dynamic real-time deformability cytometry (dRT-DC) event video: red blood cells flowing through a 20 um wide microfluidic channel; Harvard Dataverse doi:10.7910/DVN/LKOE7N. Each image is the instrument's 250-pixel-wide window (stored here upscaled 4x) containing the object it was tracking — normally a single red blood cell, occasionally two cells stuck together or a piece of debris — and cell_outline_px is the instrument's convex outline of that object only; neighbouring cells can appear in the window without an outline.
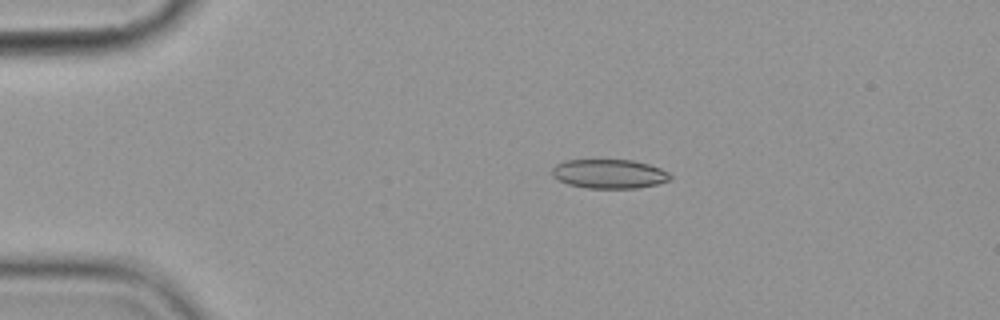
{"species": "common noctule bat (a hibernating species)", "species_latin": "Nyctalus noctula", "temperature_condition": "cold", "stored_images_in_passage": 5, "camera_frame_rate_fps": 3000, "um_per_image_px": 0.085, "animal": {"sex": "female", "body_mass_g": 19.9}, "frame": {"image": 1, "passage_image": 1, "time_ms": 0.0, "image_size_px": [1000, 320], "cell_outline_px": [[672, 180], [656, 184], [636, 188], [588, 188], [568, 184], [552, 176], [552, 168], [556, 164], [564, 160], [632, 160], [648, 164], [660, 168], [668, 172], [672, 176]], "centroid_in_image_um": [51.79, 14.77], "position_along_channel_um": 33.2, "area_um2": 20.06}}
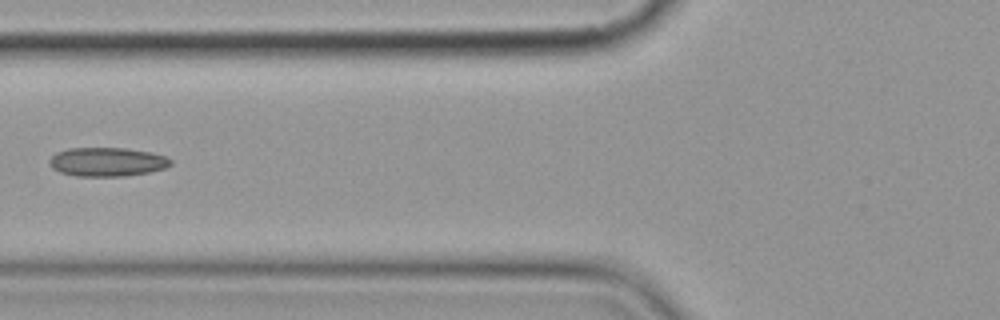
{"frame": {"image": 2, "passage_image": 4, "time_ms": 3.667, "image_size_px": [1000, 320], "cell_outline_px": [[172, 164], [164, 168], [148, 172], [124, 176], [76, 176], [60, 172], [52, 168], [48, 164], [48, 160], [56, 152], [68, 148], [124, 148], [152, 152], [164, 156], [172, 160]], "centroid_in_image_um": [9.07, 13.75], "position_along_channel_um": 116.7, "area_um2": 20.46}}
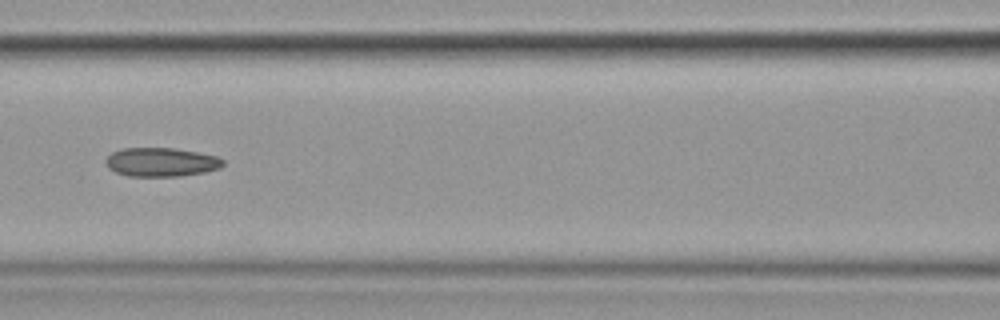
{"frame": {"image": 3, "passage_image": 5, "time_ms": 4.667, "image_size_px": [1000, 320], "cell_outline_px": [[224, 164], [220, 168], [204, 172], [180, 176], [128, 176], [116, 172], [108, 168], [104, 160], [112, 152], [124, 148], [172, 148], [196, 152], [216, 156], [224, 160]], "centroid_in_image_um": [13.68, 13.78], "position_along_channel_um": 152.9, "area_um2": 19.65}}